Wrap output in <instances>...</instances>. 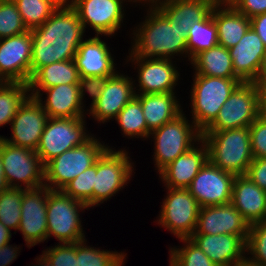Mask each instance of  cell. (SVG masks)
Masks as SVG:
<instances>
[{
  "label": "cell",
  "mask_w": 266,
  "mask_h": 266,
  "mask_svg": "<svg viewBox=\"0 0 266 266\" xmlns=\"http://www.w3.org/2000/svg\"><path fill=\"white\" fill-rule=\"evenodd\" d=\"M30 31L31 77L43 66L74 59L86 36L77 11L72 6H59L41 26Z\"/></svg>",
  "instance_id": "1"
},
{
  "label": "cell",
  "mask_w": 266,
  "mask_h": 266,
  "mask_svg": "<svg viewBox=\"0 0 266 266\" xmlns=\"http://www.w3.org/2000/svg\"><path fill=\"white\" fill-rule=\"evenodd\" d=\"M140 6L141 9L144 7L145 12L143 20L130 28L129 33H132L129 34V51L138 57L188 61L187 36L184 32L171 26L169 20L154 5Z\"/></svg>",
  "instance_id": "2"
},
{
  "label": "cell",
  "mask_w": 266,
  "mask_h": 266,
  "mask_svg": "<svg viewBox=\"0 0 266 266\" xmlns=\"http://www.w3.org/2000/svg\"><path fill=\"white\" fill-rule=\"evenodd\" d=\"M202 140L213 165L235 176L246 175L254 159L249 127L202 133Z\"/></svg>",
  "instance_id": "3"
},
{
  "label": "cell",
  "mask_w": 266,
  "mask_h": 266,
  "mask_svg": "<svg viewBox=\"0 0 266 266\" xmlns=\"http://www.w3.org/2000/svg\"><path fill=\"white\" fill-rule=\"evenodd\" d=\"M189 106L190 119L203 132L217 117L224 102L243 82L240 78L193 75Z\"/></svg>",
  "instance_id": "4"
},
{
  "label": "cell",
  "mask_w": 266,
  "mask_h": 266,
  "mask_svg": "<svg viewBox=\"0 0 266 266\" xmlns=\"http://www.w3.org/2000/svg\"><path fill=\"white\" fill-rule=\"evenodd\" d=\"M186 116L183 111L149 134L148 139L154 142L152 159L157 174L202 139V132Z\"/></svg>",
  "instance_id": "5"
},
{
  "label": "cell",
  "mask_w": 266,
  "mask_h": 266,
  "mask_svg": "<svg viewBox=\"0 0 266 266\" xmlns=\"http://www.w3.org/2000/svg\"><path fill=\"white\" fill-rule=\"evenodd\" d=\"M107 148L96 161L94 174L93 208L110 201L123 191L136 172L129 147ZM129 153V154H128ZM134 173V174H133Z\"/></svg>",
  "instance_id": "6"
},
{
  "label": "cell",
  "mask_w": 266,
  "mask_h": 266,
  "mask_svg": "<svg viewBox=\"0 0 266 266\" xmlns=\"http://www.w3.org/2000/svg\"><path fill=\"white\" fill-rule=\"evenodd\" d=\"M90 210L83 202L73 199L62 190H48L47 240L55 237L58 243H77L86 239L81 213ZM81 212V213H80Z\"/></svg>",
  "instance_id": "7"
},
{
  "label": "cell",
  "mask_w": 266,
  "mask_h": 266,
  "mask_svg": "<svg viewBox=\"0 0 266 266\" xmlns=\"http://www.w3.org/2000/svg\"><path fill=\"white\" fill-rule=\"evenodd\" d=\"M101 140L95 134L83 145L67 150L49 161L45 165L44 186L50 190H62L68 182L95 165L107 148L114 147Z\"/></svg>",
  "instance_id": "8"
},
{
  "label": "cell",
  "mask_w": 266,
  "mask_h": 266,
  "mask_svg": "<svg viewBox=\"0 0 266 266\" xmlns=\"http://www.w3.org/2000/svg\"><path fill=\"white\" fill-rule=\"evenodd\" d=\"M262 91L263 88L253 82H242L202 133L249 127L260 116Z\"/></svg>",
  "instance_id": "9"
},
{
  "label": "cell",
  "mask_w": 266,
  "mask_h": 266,
  "mask_svg": "<svg viewBox=\"0 0 266 266\" xmlns=\"http://www.w3.org/2000/svg\"><path fill=\"white\" fill-rule=\"evenodd\" d=\"M128 53L123 63L127 67L131 63L130 66L137 73L135 79L133 78L135 94L177 92L176 86L178 87L182 79L177 60L138 57L129 50Z\"/></svg>",
  "instance_id": "10"
},
{
  "label": "cell",
  "mask_w": 266,
  "mask_h": 266,
  "mask_svg": "<svg viewBox=\"0 0 266 266\" xmlns=\"http://www.w3.org/2000/svg\"><path fill=\"white\" fill-rule=\"evenodd\" d=\"M0 158L9 187L36 189L45 184V165L36 151L11 145L0 137Z\"/></svg>",
  "instance_id": "11"
},
{
  "label": "cell",
  "mask_w": 266,
  "mask_h": 266,
  "mask_svg": "<svg viewBox=\"0 0 266 266\" xmlns=\"http://www.w3.org/2000/svg\"><path fill=\"white\" fill-rule=\"evenodd\" d=\"M86 117L48 118L36 153L46 165L63 152L83 145L94 133L87 130Z\"/></svg>",
  "instance_id": "12"
},
{
  "label": "cell",
  "mask_w": 266,
  "mask_h": 266,
  "mask_svg": "<svg viewBox=\"0 0 266 266\" xmlns=\"http://www.w3.org/2000/svg\"><path fill=\"white\" fill-rule=\"evenodd\" d=\"M156 220L177 239L190 238L196 230L200 206L187 189L166 188Z\"/></svg>",
  "instance_id": "13"
},
{
  "label": "cell",
  "mask_w": 266,
  "mask_h": 266,
  "mask_svg": "<svg viewBox=\"0 0 266 266\" xmlns=\"http://www.w3.org/2000/svg\"><path fill=\"white\" fill-rule=\"evenodd\" d=\"M128 4L137 7L133 6L132 0H74L72 7L77 11L85 33L90 27L93 34L109 39L124 25Z\"/></svg>",
  "instance_id": "14"
},
{
  "label": "cell",
  "mask_w": 266,
  "mask_h": 266,
  "mask_svg": "<svg viewBox=\"0 0 266 266\" xmlns=\"http://www.w3.org/2000/svg\"><path fill=\"white\" fill-rule=\"evenodd\" d=\"M31 58L32 35L30 30L0 39V78L4 82L29 84Z\"/></svg>",
  "instance_id": "15"
},
{
  "label": "cell",
  "mask_w": 266,
  "mask_h": 266,
  "mask_svg": "<svg viewBox=\"0 0 266 266\" xmlns=\"http://www.w3.org/2000/svg\"><path fill=\"white\" fill-rule=\"evenodd\" d=\"M235 175L223 171L209 160L187 188L200 207L231 203Z\"/></svg>",
  "instance_id": "16"
},
{
  "label": "cell",
  "mask_w": 266,
  "mask_h": 266,
  "mask_svg": "<svg viewBox=\"0 0 266 266\" xmlns=\"http://www.w3.org/2000/svg\"><path fill=\"white\" fill-rule=\"evenodd\" d=\"M48 190L46 186L36 189H23L21 203V220L18 231L22 233L27 248L47 241V201Z\"/></svg>",
  "instance_id": "17"
},
{
  "label": "cell",
  "mask_w": 266,
  "mask_h": 266,
  "mask_svg": "<svg viewBox=\"0 0 266 266\" xmlns=\"http://www.w3.org/2000/svg\"><path fill=\"white\" fill-rule=\"evenodd\" d=\"M48 118L38 100L29 96L12 119L11 137L2 135L0 137L11 145L36 151Z\"/></svg>",
  "instance_id": "18"
},
{
  "label": "cell",
  "mask_w": 266,
  "mask_h": 266,
  "mask_svg": "<svg viewBox=\"0 0 266 266\" xmlns=\"http://www.w3.org/2000/svg\"><path fill=\"white\" fill-rule=\"evenodd\" d=\"M120 70L111 76L98 100L87 110L88 119L106 124L114 121L119 112L135 96L133 76Z\"/></svg>",
  "instance_id": "19"
},
{
  "label": "cell",
  "mask_w": 266,
  "mask_h": 266,
  "mask_svg": "<svg viewBox=\"0 0 266 266\" xmlns=\"http://www.w3.org/2000/svg\"><path fill=\"white\" fill-rule=\"evenodd\" d=\"M102 35L83 39L74 57L80 77L113 76L119 70L113 50Z\"/></svg>",
  "instance_id": "20"
},
{
  "label": "cell",
  "mask_w": 266,
  "mask_h": 266,
  "mask_svg": "<svg viewBox=\"0 0 266 266\" xmlns=\"http://www.w3.org/2000/svg\"><path fill=\"white\" fill-rule=\"evenodd\" d=\"M250 225L231 204L200 207L193 234L248 236Z\"/></svg>",
  "instance_id": "21"
},
{
  "label": "cell",
  "mask_w": 266,
  "mask_h": 266,
  "mask_svg": "<svg viewBox=\"0 0 266 266\" xmlns=\"http://www.w3.org/2000/svg\"><path fill=\"white\" fill-rule=\"evenodd\" d=\"M208 161V149L201 139L194 147L178 156L158 175L163 186L172 189H187L194 177Z\"/></svg>",
  "instance_id": "22"
},
{
  "label": "cell",
  "mask_w": 266,
  "mask_h": 266,
  "mask_svg": "<svg viewBox=\"0 0 266 266\" xmlns=\"http://www.w3.org/2000/svg\"><path fill=\"white\" fill-rule=\"evenodd\" d=\"M248 236L193 234L190 239L217 266H234L246 258Z\"/></svg>",
  "instance_id": "23"
},
{
  "label": "cell",
  "mask_w": 266,
  "mask_h": 266,
  "mask_svg": "<svg viewBox=\"0 0 266 266\" xmlns=\"http://www.w3.org/2000/svg\"><path fill=\"white\" fill-rule=\"evenodd\" d=\"M35 99L50 118H75L87 115V109L80 100L78 84H62L46 88Z\"/></svg>",
  "instance_id": "24"
},
{
  "label": "cell",
  "mask_w": 266,
  "mask_h": 266,
  "mask_svg": "<svg viewBox=\"0 0 266 266\" xmlns=\"http://www.w3.org/2000/svg\"><path fill=\"white\" fill-rule=\"evenodd\" d=\"M219 0H160L153 5L187 36L195 22L203 21Z\"/></svg>",
  "instance_id": "25"
},
{
  "label": "cell",
  "mask_w": 266,
  "mask_h": 266,
  "mask_svg": "<svg viewBox=\"0 0 266 266\" xmlns=\"http://www.w3.org/2000/svg\"><path fill=\"white\" fill-rule=\"evenodd\" d=\"M228 50L234 73L243 82H253L257 77L261 59L266 52L259 35L250 27L242 39Z\"/></svg>",
  "instance_id": "26"
},
{
  "label": "cell",
  "mask_w": 266,
  "mask_h": 266,
  "mask_svg": "<svg viewBox=\"0 0 266 266\" xmlns=\"http://www.w3.org/2000/svg\"><path fill=\"white\" fill-rule=\"evenodd\" d=\"M231 204L249 225L266 220V192L246 175L235 176Z\"/></svg>",
  "instance_id": "27"
},
{
  "label": "cell",
  "mask_w": 266,
  "mask_h": 266,
  "mask_svg": "<svg viewBox=\"0 0 266 266\" xmlns=\"http://www.w3.org/2000/svg\"><path fill=\"white\" fill-rule=\"evenodd\" d=\"M177 92L135 94L140 100L149 134L183 112Z\"/></svg>",
  "instance_id": "28"
},
{
  "label": "cell",
  "mask_w": 266,
  "mask_h": 266,
  "mask_svg": "<svg viewBox=\"0 0 266 266\" xmlns=\"http://www.w3.org/2000/svg\"><path fill=\"white\" fill-rule=\"evenodd\" d=\"M219 45L227 49L235 46L251 27L248 17L238 12L226 0H219L213 7Z\"/></svg>",
  "instance_id": "29"
},
{
  "label": "cell",
  "mask_w": 266,
  "mask_h": 266,
  "mask_svg": "<svg viewBox=\"0 0 266 266\" xmlns=\"http://www.w3.org/2000/svg\"><path fill=\"white\" fill-rule=\"evenodd\" d=\"M79 78L74 59L43 66L31 77L30 96L35 98L42 90L56 85L78 84Z\"/></svg>",
  "instance_id": "30"
},
{
  "label": "cell",
  "mask_w": 266,
  "mask_h": 266,
  "mask_svg": "<svg viewBox=\"0 0 266 266\" xmlns=\"http://www.w3.org/2000/svg\"><path fill=\"white\" fill-rule=\"evenodd\" d=\"M189 65L192 66L194 75L239 78L234 73L229 50L219 44L197 54Z\"/></svg>",
  "instance_id": "31"
},
{
  "label": "cell",
  "mask_w": 266,
  "mask_h": 266,
  "mask_svg": "<svg viewBox=\"0 0 266 266\" xmlns=\"http://www.w3.org/2000/svg\"><path fill=\"white\" fill-rule=\"evenodd\" d=\"M121 131V135L132 141L137 138L139 140L148 141V127L140 100L134 96L126 106L119 112L114 119Z\"/></svg>",
  "instance_id": "32"
},
{
  "label": "cell",
  "mask_w": 266,
  "mask_h": 266,
  "mask_svg": "<svg viewBox=\"0 0 266 266\" xmlns=\"http://www.w3.org/2000/svg\"><path fill=\"white\" fill-rule=\"evenodd\" d=\"M219 44L217 26L212 12L203 20L195 22L187 35L188 62L200 52L213 48Z\"/></svg>",
  "instance_id": "33"
},
{
  "label": "cell",
  "mask_w": 266,
  "mask_h": 266,
  "mask_svg": "<svg viewBox=\"0 0 266 266\" xmlns=\"http://www.w3.org/2000/svg\"><path fill=\"white\" fill-rule=\"evenodd\" d=\"M87 242L89 241L84 239L76 243L77 266H125L127 263L126 255L128 254L125 250L110 251V249L88 245Z\"/></svg>",
  "instance_id": "34"
},
{
  "label": "cell",
  "mask_w": 266,
  "mask_h": 266,
  "mask_svg": "<svg viewBox=\"0 0 266 266\" xmlns=\"http://www.w3.org/2000/svg\"><path fill=\"white\" fill-rule=\"evenodd\" d=\"M30 96L29 84L3 82L0 86V127L11 124L17 110Z\"/></svg>",
  "instance_id": "35"
},
{
  "label": "cell",
  "mask_w": 266,
  "mask_h": 266,
  "mask_svg": "<svg viewBox=\"0 0 266 266\" xmlns=\"http://www.w3.org/2000/svg\"><path fill=\"white\" fill-rule=\"evenodd\" d=\"M178 240L182 246H169V266H217L190 238Z\"/></svg>",
  "instance_id": "36"
},
{
  "label": "cell",
  "mask_w": 266,
  "mask_h": 266,
  "mask_svg": "<svg viewBox=\"0 0 266 266\" xmlns=\"http://www.w3.org/2000/svg\"><path fill=\"white\" fill-rule=\"evenodd\" d=\"M28 30L41 26L59 7L53 0H14Z\"/></svg>",
  "instance_id": "37"
},
{
  "label": "cell",
  "mask_w": 266,
  "mask_h": 266,
  "mask_svg": "<svg viewBox=\"0 0 266 266\" xmlns=\"http://www.w3.org/2000/svg\"><path fill=\"white\" fill-rule=\"evenodd\" d=\"M23 189L8 187L0 193V222L16 234L21 220Z\"/></svg>",
  "instance_id": "38"
},
{
  "label": "cell",
  "mask_w": 266,
  "mask_h": 266,
  "mask_svg": "<svg viewBox=\"0 0 266 266\" xmlns=\"http://www.w3.org/2000/svg\"><path fill=\"white\" fill-rule=\"evenodd\" d=\"M94 174H96V163L68 182L62 191L93 209Z\"/></svg>",
  "instance_id": "39"
},
{
  "label": "cell",
  "mask_w": 266,
  "mask_h": 266,
  "mask_svg": "<svg viewBox=\"0 0 266 266\" xmlns=\"http://www.w3.org/2000/svg\"><path fill=\"white\" fill-rule=\"evenodd\" d=\"M246 258L254 264L266 266V220L250 224Z\"/></svg>",
  "instance_id": "40"
},
{
  "label": "cell",
  "mask_w": 266,
  "mask_h": 266,
  "mask_svg": "<svg viewBox=\"0 0 266 266\" xmlns=\"http://www.w3.org/2000/svg\"><path fill=\"white\" fill-rule=\"evenodd\" d=\"M28 31L16 3L12 0H0V39L12 37Z\"/></svg>",
  "instance_id": "41"
},
{
  "label": "cell",
  "mask_w": 266,
  "mask_h": 266,
  "mask_svg": "<svg viewBox=\"0 0 266 266\" xmlns=\"http://www.w3.org/2000/svg\"><path fill=\"white\" fill-rule=\"evenodd\" d=\"M56 244L45 247L41 253L51 266H77L76 243Z\"/></svg>",
  "instance_id": "42"
},
{
  "label": "cell",
  "mask_w": 266,
  "mask_h": 266,
  "mask_svg": "<svg viewBox=\"0 0 266 266\" xmlns=\"http://www.w3.org/2000/svg\"><path fill=\"white\" fill-rule=\"evenodd\" d=\"M110 77L111 76H90L79 78V95L84 108L87 107L85 106L87 105V101L85 100L87 99L86 95L88 94V98L90 97L92 99L90 102L91 104H89L90 106L86 108L88 110L98 100Z\"/></svg>",
  "instance_id": "43"
},
{
  "label": "cell",
  "mask_w": 266,
  "mask_h": 266,
  "mask_svg": "<svg viewBox=\"0 0 266 266\" xmlns=\"http://www.w3.org/2000/svg\"><path fill=\"white\" fill-rule=\"evenodd\" d=\"M250 143L254 158H266V120L259 116L250 126Z\"/></svg>",
  "instance_id": "44"
},
{
  "label": "cell",
  "mask_w": 266,
  "mask_h": 266,
  "mask_svg": "<svg viewBox=\"0 0 266 266\" xmlns=\"http://www.w3.org/2000/svg\"><path fill=\"white\" fill-rule=\"evenodd\" d=\"M249 19L266 13V0H226Z\"/></svg>",
  "instance_id": "45"
},
{
  "label": "cell",
  "mask_w": 266,
  "mask_h": 266,
  "mask_svg": "<svg viewBox=\"0 0 266 266\" xmlns=\"http://www.w3.org/2000/svg\"><path fill=\"white\" fill-rule=\"evenodd\" d=\"M246 176L266 192V158H254Z\"/></svg>",
  "instance_id": "46"
},
{
  "label": "cell",
  "mask_w": 266,
  "mask_h": 266,
  "mask_svg": "<svg viewBox=\"0 0 266 266\" xmlns=\"http://www.w3.org/2000/svg\"><path fill=\"white\" fill-rule=\"evenodd\" d=\"M20 245H10V242L0 247V266H9L20 256L22 247Z\"/></svg>",
  "instance_id": "47"
},
{
  "label": "cell",
  "mask_w": 266,
  "mask_h": 266,
  "mask_svg": "<svg viewBox=\"0 0 266 266\" xmlns=\"http://www.w3.org/2000/svg\"><path fill=\"white\" fill-rule=\"evenodd\" d=\"M251 27L259 35L266 48V13L254 16L250 19Z\"/></svg>",
  "instance_id": "48"
},
{
  "label": "cell",
  "mask_w": 266,
  "mask_h": 266,
  "mask_svg": "<svg viewBox=\"0 0 266 266\" xmlns=\"http://www.w3.org/2000/svg\"><path fill=\"white\" fill-rule=\"evenodd\" d=\"M253 83L261 86L262 88L266 87V52L261 59L260 66L257 71V77Z\"/></svg>",
  "instance_id": "49"
},
{
  "label": "cell",
  "mask_w": 266,
  "mask_h": 266,
  "mask_svg": "<svg viewBox=\"0 0 266 266\" xmlns=\"http://www.w3.org/2000/svg\"><path fill=\"white\" fill-rule=\"evenodd\" d=\"M11 238L12 232L0 222V247L9 243Z\"/></svg>",
  "instance_id": "50"
},
{
  "label": "cell",
  "mask_w": 266,
  "mask_h": 266,
  "mask_svg": "<svg viewBox=\"0 0 266 266\" xmlns=\"http://www.w3.org/2000/svg\"><path fill=\"white\" fill-rule=\"evenodd\" d=\"M260 116L266 120V89L263 88L260 101Z\"/></svg>",
  "instance_id": "51"
},
{
  "label": "cell",
  "mask_w": 266,
  "mask_h": 266,
  "mask_svg": "<svg viewBox=\"0 0 266 266\" xmlns=\"http://www.w3.org/2000/svg\"><path fill=\"white\" fill-rule=\"evenodd\" d=\"M8 187L9 186L5 180L4 169H3V165L1 162V158H0V193L4 191L5 189H7Z\"/></svg>",
  "instance_id": "52"
},
{
  "label": "cell",
  "mask_w": 266,
  "mask_h": 266,
  "mask_svg": "<svg viewBox=\"0 0 266 266\" xmlns=\"http://www.w3.org/2000/svg\"><path fill=\"white\" fill-rule=\"evenodd\" d=\"M34 264L31 263L30 266H51V264L49 263V261L41 254L39 256H36Z\"/></svg>",
  "instance_id": "53"
},
{
  "label": "cell",
  "mask_w": 266,
  "mask_h": 266,
  "mask_svg": "<svg viewBox=\"0 0 266 266\" xmlns=\"http://www.w3.org/2000/svg\"><path fill=\"white\" fill-rule=\"evenodd\" d=\"M135 6H139L140 10V5H153L154 3L160 1V0H132Z\"/></svg>",
  "instance_id": "54"
},
{
  "label": "cell",
  "mask_w": 266,
  "mask_h": 266,
  "mask_svg": "<svg viewBox=\"0 0 266 266\" xmlns=\"http://www.w3.org/2000/svg\"><path fill=\"white\" fill-rule=\"evenodd\" d=\"M59 6H72L74 0H53Z\"/></svg>",
  "instance_id": "55"
},
{
  "label": "cell",
  "mask_w": 266,
  "mask_h": 266,
  "mask_svg": "<svg viewBox=\"0 0 266 266\" xmlns=\"http://www.w3.org/2000/svg\"><path fill=\"white\" fill-rule=\"evenodd\" d=\"M234 266H259V265L254 264L250 262L247 258H245L243 261L236 263Z\"/></svg>",
  "instance_id": "56"
},
{
  "label": "cell",
  "mask_w": 266,
  "mask_h": 266,
  "mask_svg": "<svg viewBox=\"0 0 266 266\" xmlns=\"http://www.w3.org/2000/svg\"><path fill=\"white\" fill-rule=\"evenodd\" d=\"M3 82H4V81L0 78V86H1V84H3Z\"/></svg>",
  "instance_id": "57"
}]
</instances>
